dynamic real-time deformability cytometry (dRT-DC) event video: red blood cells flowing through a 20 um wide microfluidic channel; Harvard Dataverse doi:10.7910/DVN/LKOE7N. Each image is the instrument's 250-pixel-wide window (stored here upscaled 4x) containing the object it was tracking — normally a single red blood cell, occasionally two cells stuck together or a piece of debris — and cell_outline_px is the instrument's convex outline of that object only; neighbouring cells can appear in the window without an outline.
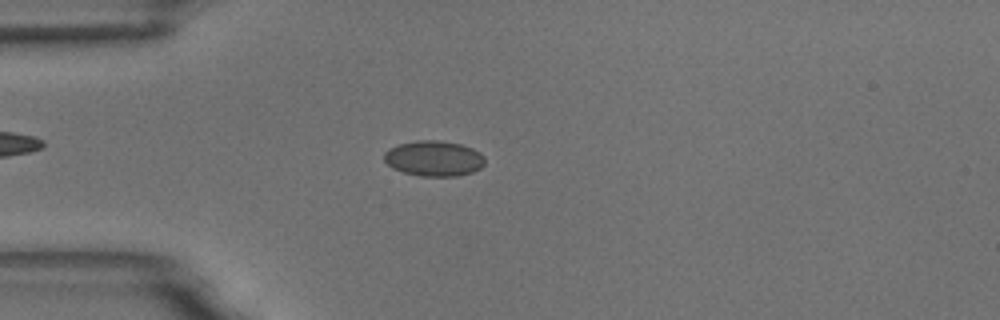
{"species": "common noctule bat (a hibernating species)", "species_latin": "Nyctalus noctula", "temperature_condition": "room temperature", "stored_images_in_passage": 47, "camera_frame_rate_fps": 3000, "um_per_image_px": 0.085, "animal": {"sex": "male", "body_mass_g": 18.8}, "frame": {"image": 1, "passage_image": 4, "time_ms": 1.0, "image_size_px": [1000, 320], "cell_outline_px": [[484, 164], [480, 168], [472, 172], [456, 176], [420, 176], [404, 172], [392, 168], [384, 160], [384, 152], [388, 148], [400, 144], [416, 140], [436, 140], [460, 144], [472, 148], [480, 152], [484, 156]], "centroid_in_image_um": [36.87, 13.46], "position_along_channel_um": 48.1, "area_um2": 20.81}}
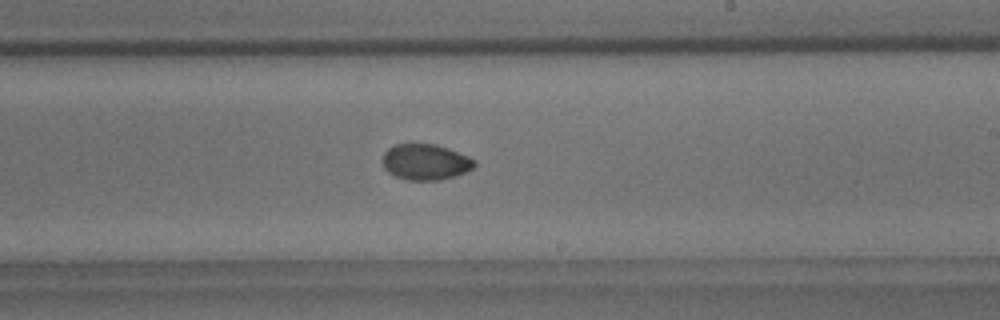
{"frame": {"image": 2, "passage_image": 23, "time_ms": 7.333, "image_size_px": [1000, 320], "cell_outline_px": [[476, 164], [472, 168], [456, 176], [440, 180], [408, 180], [396, 176], [388, 172], [384, 168], [384, 152], [388, 148], [396, 144], [436, 144], [448, 148], [468, 156], [476, 160]], "centroid_in_image_um": [36.18, 13.77], "position_along_channel_um": 252.8, "area_um2": 19.13}}
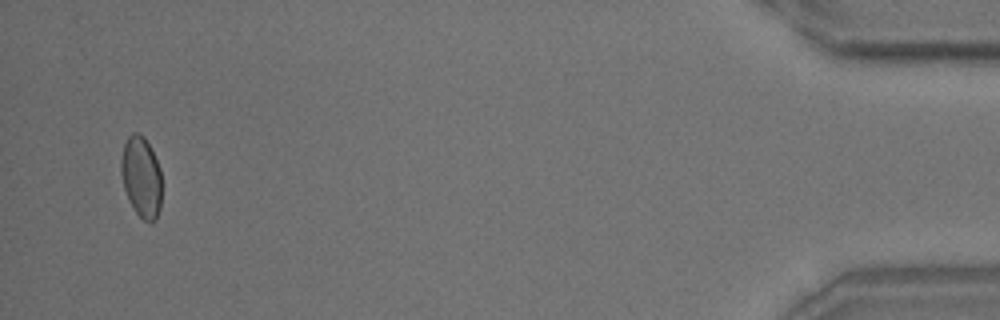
{"frame": {"image": 3, "passage_image": 45, "time_ms": 14.667, "image_size_px": [1000, 320], "cell_outline_px": [[160, 208], [156, 220], [144, 220], [132, 208], [128, 200], [124, 188], [120, 172], [120, 160], [124, 144], [128, 136], [132, 132], [136, 132], [144, 136], [160, 168]], "centroid_in_image_um": [11.97, 15.03], "position_along_channel_um": 423.2, "area_um2": 19.07}, "authors_computed_cell_mechanics": {"area_um2": 19.363, "velocity_mm_per_s": 3.4332, "shape_relaxation_time_tau1_ms": 6.5693, "shape_relaxation_time_tau2_ms": null, "deformation_change_tau1": 0.085, "deformation_change_tau2": null}}